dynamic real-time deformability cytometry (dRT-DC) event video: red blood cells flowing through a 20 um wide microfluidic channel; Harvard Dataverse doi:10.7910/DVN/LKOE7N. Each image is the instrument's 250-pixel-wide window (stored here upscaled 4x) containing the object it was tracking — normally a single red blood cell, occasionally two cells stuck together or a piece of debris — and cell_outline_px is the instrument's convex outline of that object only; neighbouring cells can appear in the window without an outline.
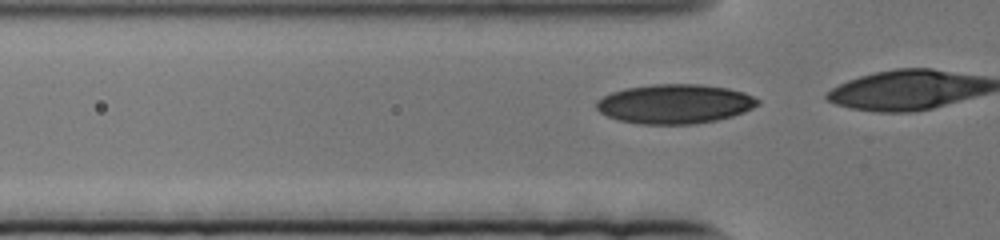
{"species": "human", "species_latin": "Homo sapiens", "temperature_condition": "cold", "stored_images_in_passage": 6, "camera_frame_rate_fps": 3000, "um_per_image_px": 0.085, "donor": {"sex": "female"}, "frame": {"image": 1, "passage_image": 2, "time_ms": 0.333, "image_size_px": [1000, 240], "cell_outline_px": [[760, 104], [744, 112], [732, 116], [716, 120], [696, 124], [640, 124], [620, 120], [608, 116], [600, 112], [596, 108], [596, 100], [612, 92], [628, 88], [656, 84], [696, 84], [728, 88], [744, 92], [760, 100]], "centroid_in_image_um": [57.38, 8.84], "position_along_channel_um": 68.4, "area_um2": 36.88}}